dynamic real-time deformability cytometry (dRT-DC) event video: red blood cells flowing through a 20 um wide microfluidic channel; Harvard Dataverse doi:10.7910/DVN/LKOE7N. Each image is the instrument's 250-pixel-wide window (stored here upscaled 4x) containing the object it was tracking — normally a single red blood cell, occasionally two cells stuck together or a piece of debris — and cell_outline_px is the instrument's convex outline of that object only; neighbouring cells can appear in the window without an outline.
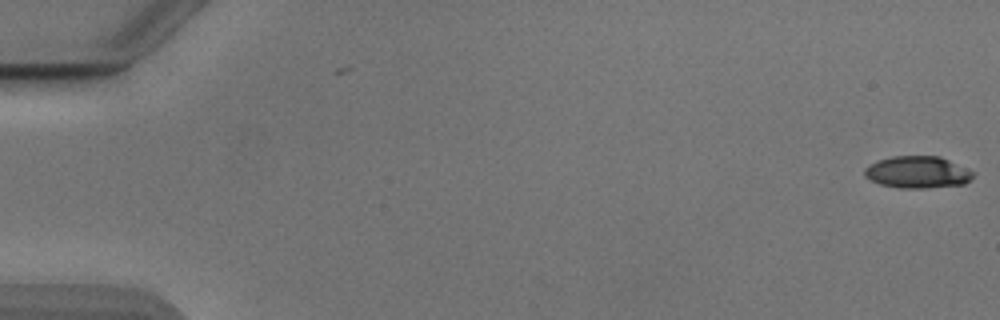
{"species": "Egyptian fruit bat (a non-hibernating species)", "species_latin": "Rousettus aegyptiacus", "temperature_condition": "cold", "stored_images_in_passage": 4, "camera_frame_rate_fps": 3000, "um_per_image_px": 0.085, "animal": {"sex": "male"}, "frame": {"image": 1, "passage_image": 4, "time_ms": 1.0, "image_size_px": [1000, 320], "cell_outline_px": [[972, 176], [964, 184], [924, 188], [900, 188], [880, 184], [864, 176], [864, 168], [880, 160], [892, 156], [940, 156], [972, 172]], "centroid_in_image_um": [77.94, 14.64], "position_along_channel_um": 7.1, "area_um2": 19.77}}